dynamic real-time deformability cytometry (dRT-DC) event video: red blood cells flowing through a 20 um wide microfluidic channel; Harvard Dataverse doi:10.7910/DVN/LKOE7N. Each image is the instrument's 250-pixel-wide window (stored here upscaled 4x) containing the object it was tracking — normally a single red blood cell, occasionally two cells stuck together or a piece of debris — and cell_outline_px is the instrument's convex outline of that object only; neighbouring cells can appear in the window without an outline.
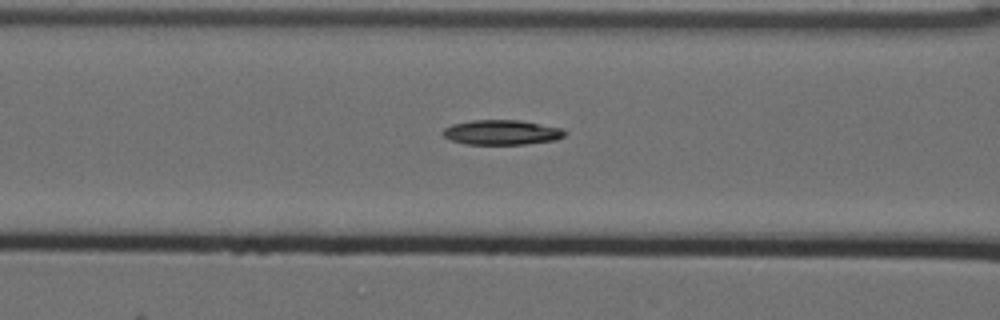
{"species": "Egyptian fruit bat (a non-hibernating species)", "species_latin": "Rousettus aegyptiacus", "temperature_condition": "cold", "stored_images_in_passage": 8, "segment_of_instrument_passage": [2, 2], "camera_frame_rate_fps": 3000, "um_per_image_px": 0.085, "animal": {"sex": "female"}, "frame": {"image": 1, "passage_image": 8, "time_ms": 2.333, "image_size_px": [1000, 320], "cell_outline_px": [[568, 132], [564, 136], [556, 140], [524, 144], [464, 144], [448, 140], [440, 132], [444, 128], [452, 124], [472, 120], [520, 120], [560, 128]], "centroid_in_image_um": [42.6, 11.25], "position_along_channel_um": 124.0, "area_um2": 17.74}}